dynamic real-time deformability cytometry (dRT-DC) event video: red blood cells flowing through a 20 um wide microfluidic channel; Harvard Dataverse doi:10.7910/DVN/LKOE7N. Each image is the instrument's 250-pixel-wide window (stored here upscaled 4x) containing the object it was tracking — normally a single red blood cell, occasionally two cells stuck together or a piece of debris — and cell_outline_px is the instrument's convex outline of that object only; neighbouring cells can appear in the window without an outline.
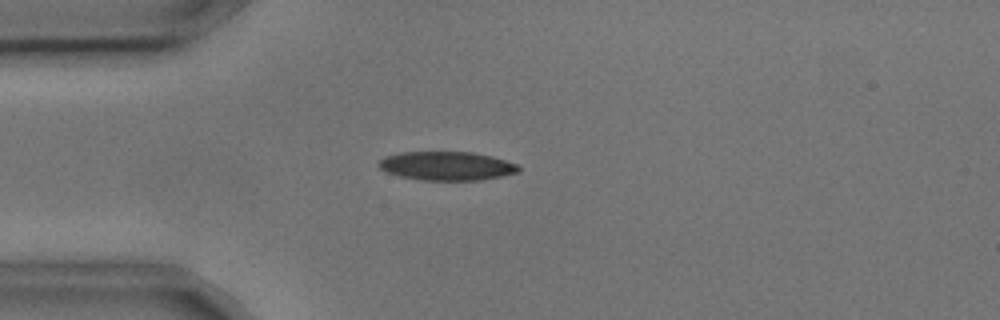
{"species": "common noctule bat (a hibernating species)", "species_latin": "Nyctalus noctula", "temperature_condition": "cold", "stored_images_in_passage": 4, "camera_frame_rate_fps": 3000, "um_per_image_px": 0.085, "animal": {"sex": "male", "body_mass_g": 17.9, "forearm_length_mm": 54.2}, "frame": {"image": 1, "passage_image": 4, "time_ms": 1.0, "image_size_px": [1000, 320], "cell_outline_px": [[520, 172], [480, 180], [424, 180], [400, 176], [388, 172], [380, 168], [376, 164], [384, 156], [400, 152], [472, 152], [492, 156], [516, 164], [520, 168]], "centroid_in_image_um": [37.96, 14.1], "position_along_channel_um": 47.0, "area_um2": 23.35}}